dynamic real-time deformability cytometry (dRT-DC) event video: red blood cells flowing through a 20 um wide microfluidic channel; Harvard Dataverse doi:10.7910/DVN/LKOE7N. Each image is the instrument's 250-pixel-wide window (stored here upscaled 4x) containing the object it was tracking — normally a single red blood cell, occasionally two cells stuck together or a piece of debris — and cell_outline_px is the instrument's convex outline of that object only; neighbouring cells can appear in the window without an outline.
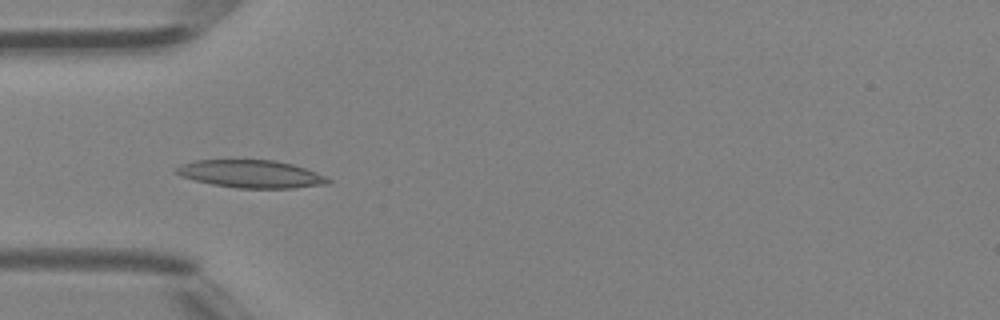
{"species": "Egyptian fruit bat (a non-hibernating species)", "species_latin": "Rousettus aegyptiacus", "temperature_condition": "room temperature", "stored_images_in_passage": 5, "camera_frame_rate_fps": 3000, "um_per_image_px": 0.085, "animal": {"sex": "female"}, "frame": {"image": 1, "passage_image": 5, "time_ms": 1.333, "image_size_px": [1000, 320], "cell_outline_px": [[332, 180], [328, 184], [292, 188], [236, 188], [212, 184], [180, 176], [172, 172], [180, 164], [196, 160], [276, 160], [292, 164], [316, 172]], "centroid_in_image_um": [21.31, 14.78], "position_along_channel_um": 63.7, "area_um2": 24.51}}